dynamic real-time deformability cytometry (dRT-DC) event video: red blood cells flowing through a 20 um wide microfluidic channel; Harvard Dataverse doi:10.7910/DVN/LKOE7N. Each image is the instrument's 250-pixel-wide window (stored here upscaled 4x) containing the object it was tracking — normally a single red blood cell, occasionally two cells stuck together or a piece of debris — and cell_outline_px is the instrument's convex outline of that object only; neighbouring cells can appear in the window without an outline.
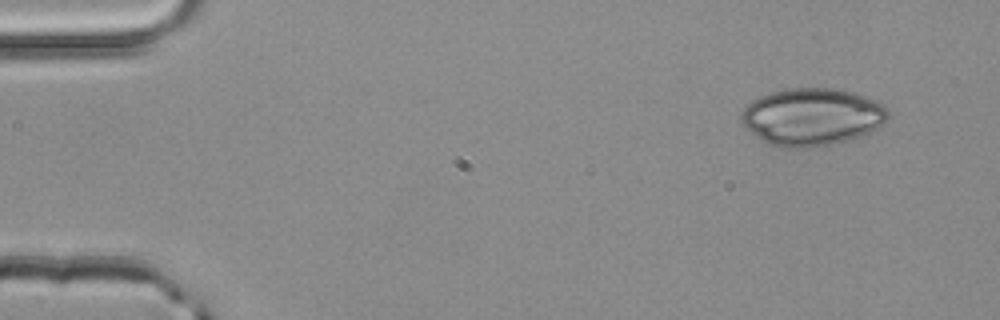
{"species": "common noctule bat (a hibernating species)", "species_latin": "Nyctalus noctula", "temperature_condition": "room temperature", "stored_images_in_passage": 2, "camera_frame_rate_fps": 3000, "um_per_image_px": 0.085, "animal": {"sex": "male", "body_mass_g": 20.4}, "frame": {"image": 1, "passage_image": 1, "time_ms": 0.0, "image_size_px": [1000, 320], "cell_outline_px": [[888, 120], [884, 124], [860, 136], [832, 144], [808, 148], [788, 148], [768, 144], [760, 140], [740, 120], [740, 112], [752, 100], [760, 96], [772, 92], [788, 88], [836, 88], [856, 92], [876, 100], [884, 104], [888, 108]], "centroid_in_image_um": [69.04, 9.92], "position_along_channel_um": 16.0, "area_um2": 49.42}}